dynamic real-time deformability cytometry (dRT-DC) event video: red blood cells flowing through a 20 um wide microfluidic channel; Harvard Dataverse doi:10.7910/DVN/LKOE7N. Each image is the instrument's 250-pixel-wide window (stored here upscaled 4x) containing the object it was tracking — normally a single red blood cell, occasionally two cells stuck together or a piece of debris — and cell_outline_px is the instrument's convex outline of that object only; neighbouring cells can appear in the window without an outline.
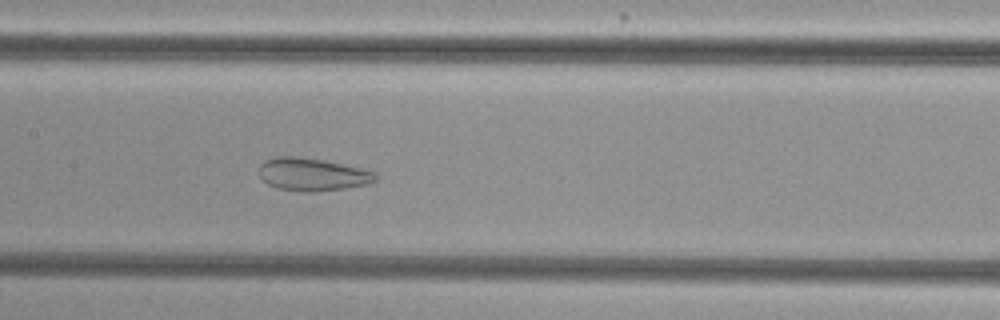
{"species": "common noctule bat (a hibernating species)", "species_latin": "Nyctalus noctula", "temperature_condition": "cold", "stored_images_in_passage": 51, "camera_frame_rate_fps": 3000, "um_per_image_px": 0.085, "animal": {"sex": "female", "body_mass_g": 29.2, "forearm_length_mm": 56.3}, "frame": {"image": 1, "passage_image": 23, "time_ms": 7.333, "image_size_px": [1000, 320], "cell_outline_px": [[380, 180], [368, 184], [344, 188], [316, 192], [304, 192], [276, 188], [268, 184], [260, 176], [260, 164], [264, 160], [276, 156], [296, 156], [324, 160], [360, 168], [376, 172], [380, 176]], "centroid_in_image_um": [26.59, 14.83], "position_along_channel_um": 180.8, "area_um2": 22.48}}
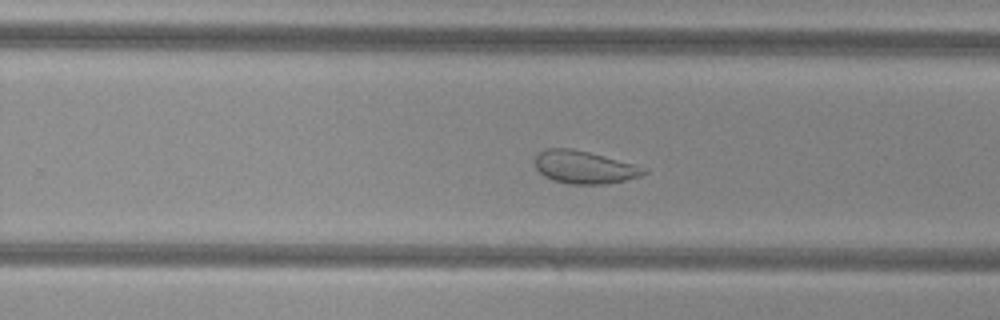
{"frame": {"image": 2, "passage_image": 31, "time_ms": 10.0, "image_size_px": [1000, 320], "cell_outline_px": [[648, 172], [640, 176], [608, 184], [568, 184], [552, 180], [544, 176], [536, 168], [536, 156], [540, 152], [548, 148], [572, 148], [604, 156], [648, 168]], "centroid_in_image_um": [49.68, 14.22], "position_along_channel_um": 280.1, "area_um2": 20.69}}
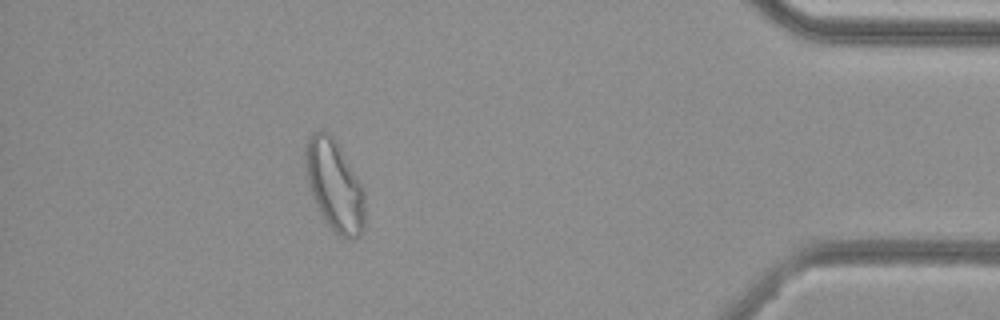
{"frame": {"image": 3, "passage_image": 45, "time_ms": 14.667, "image_size_px": [1000, 320], "cell_outline_px": [[364, 228], [356, 236], [348, 240], [340, 236], [328, 224], [320, 212], [312, 196], [308, 180], [304, 160], [304, 148], [308, 136], [312, 132], [328, 132], [332, 136], [364, 188]], "centroid_in_image_um": [28.42, 15.75], "position_along_channel_um": 406.8, "area_um2": 31.04}, "authors_computed_cell_mechanics": {"area_um2": 28.9, "velocity_mm_per_s": 3.7349, "shape_relaxation_time_tau1_ms": null, "shape_relaxation_time_tau2_ms": 1.2875, "deformation_change_tau1": null, "deformation_change_tau2": 0.083}}